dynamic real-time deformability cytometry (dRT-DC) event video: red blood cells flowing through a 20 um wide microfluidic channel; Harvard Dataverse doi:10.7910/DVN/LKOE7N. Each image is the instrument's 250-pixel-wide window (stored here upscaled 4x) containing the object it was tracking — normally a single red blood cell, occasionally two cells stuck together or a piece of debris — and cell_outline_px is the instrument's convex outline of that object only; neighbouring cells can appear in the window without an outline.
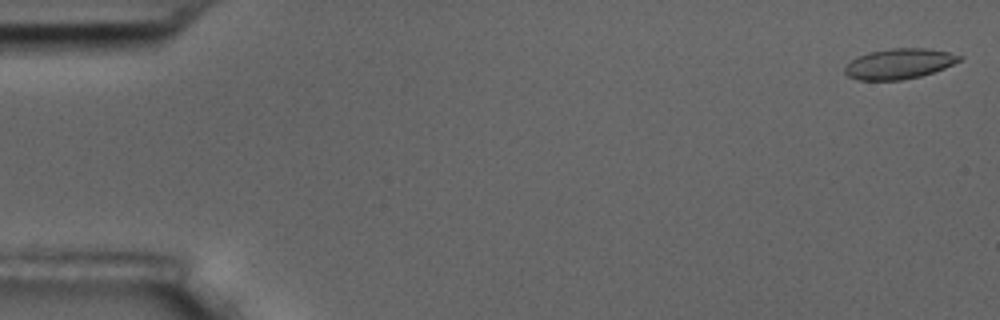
{"species": "common noctule bat (a hibernating species)", "species_latin": "Nyctalus noctula", "temperature_condition": "room temperature", "stored_images_in_passage": 3, "camera_frame_rate_fps": 3000, "um_per_image_px": 0.085, "animal": {"sex": "male", "body_mass_g": 17.5, "forearm_length_mm": 52.3}, "frame": {"image": 1, "passage_image": 1, "time_ms": 0.0, "image_size_px": [1000, 320], "cell_outline_px": [[964, 56], [960, 60], [944, 68], [920, 76], [900, 80], [856, 80], [848, 76], [844, 72], [844, 68], [856, 56], [868, 52], [892, 48], [928, 48], [948, 52]], "centroid_in_image_um": [76.4, 5.41], "position_along_channel_um": 8.6, "area_um2": 20.23}}